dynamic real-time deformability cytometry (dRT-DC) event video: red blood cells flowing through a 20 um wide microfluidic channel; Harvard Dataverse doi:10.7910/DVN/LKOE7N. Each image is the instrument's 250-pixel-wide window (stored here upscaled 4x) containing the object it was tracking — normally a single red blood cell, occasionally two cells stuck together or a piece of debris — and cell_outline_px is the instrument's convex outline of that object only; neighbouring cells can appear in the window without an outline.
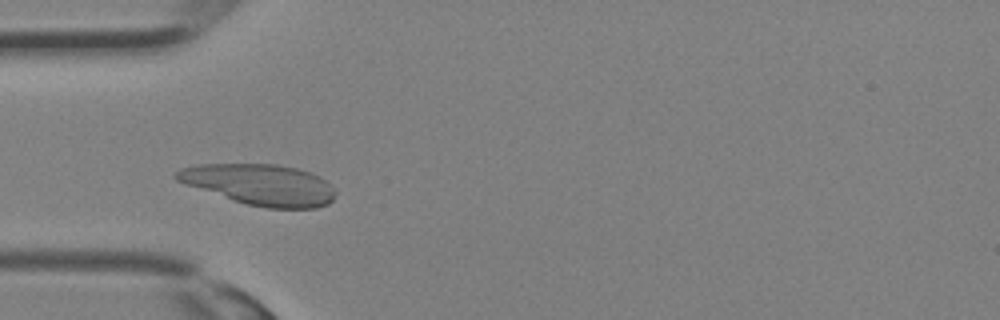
{"species": "Egyptian fruit bat (a non-hibernating species)", "species_latin": "Rousettus aegyptiacus", "temperature_condition": "room temperature", "stored_images_in_passage": 16, "camera_frame_rate_fps": 3000, "um_per_image_px": 0.085, "animal": {"sex": "female"}, "frame": {"image": 1, "passage_image": 10, "time_ms": 3.0, "image_size_px": [1000, 320], "cell_outline_px": [[336, 192], [332, 200], [328, 204], [316, 208], [268, 208], [248, 204], [232, 200], [184, 184], [176, 180], [172, 176], [180, 168], [196, 164], [276, 164], [296, 168], [320, 176]], "centroid_in_image_um": [22.05, 15.69], "position_along_channel_um": 62.9, "area_um2": 37.86}}
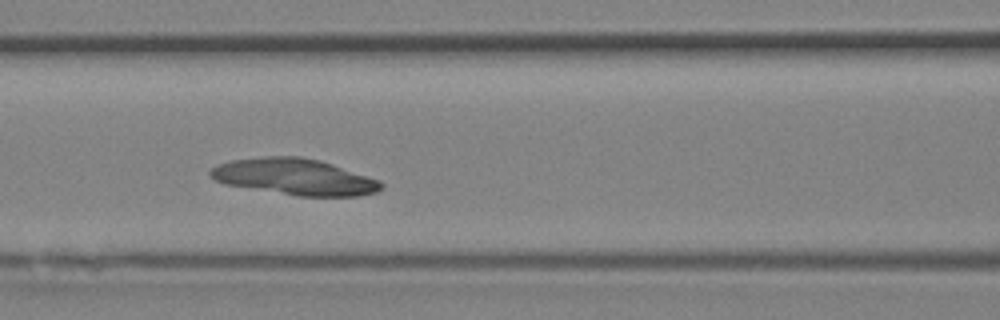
{"frame": {"image": 2, "passage_image": 14, "time_ms": 4.333, "image_size_px": [1000, 320], "cell_outline_px": [[384, 188], [376, 192], [356, 196], [296, 196], [224, 184], [216, 180], [208, 172], [216, 164], [232, 160], [260, 156], [300, 156], [320, 160], [380, 180], [384, 184]], "centroid_in_image_um": [25.04, 15.03], "position_along_channel_um": 141.6, "area_um2": 36.24}}
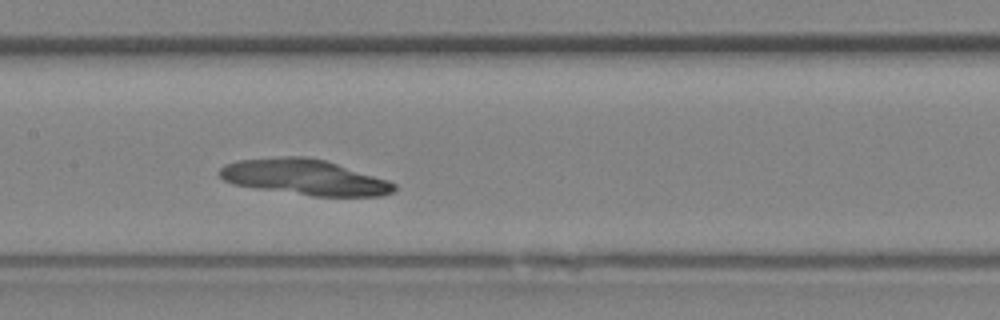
{"frame": {"image": 3, "passage_image": 16, "time_ms": 5.0, "image_size_px": [1000, 320], "cell_outline_px": [[396, 188], [392, 192], [380, 196], [312, 196], [232, 184], [224, 180], [220, 176], [220, 168], [224, 164], [236, 160], [288, 156], [304, 156], [324, 160], [388, 180], [396, 184]], "centroid_in_image_um": [25.87, 15.06], "position_along_channel_um": 181.5, "area_um2": 35.89}}